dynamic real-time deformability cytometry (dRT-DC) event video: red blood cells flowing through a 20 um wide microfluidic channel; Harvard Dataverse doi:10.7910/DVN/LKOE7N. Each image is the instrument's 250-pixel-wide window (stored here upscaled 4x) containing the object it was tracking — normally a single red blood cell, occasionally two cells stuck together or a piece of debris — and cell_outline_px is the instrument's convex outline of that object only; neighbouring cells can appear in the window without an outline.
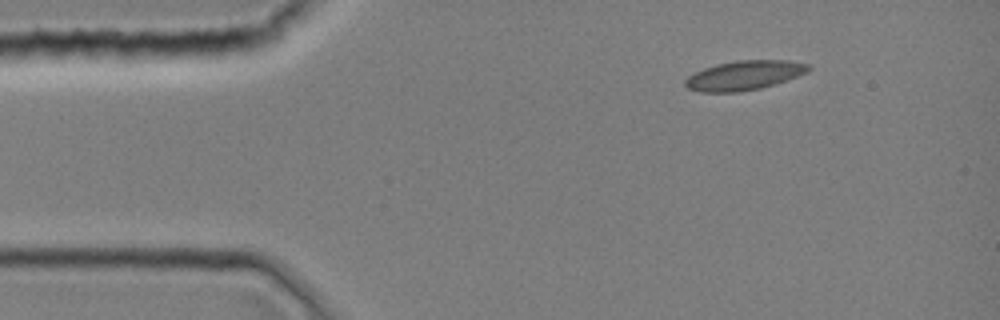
{"species": "common noctule bat (a hibernating species)", "species_latin": "Nyctalus noctula", "temperature_condition": "room temperature", "stored_images_in_passage": 1, "camera_frame_rate_fps": 3000, "um_per_image_px": 0.085, "animal": {"sex": "female", "body_mass_g": 19.0, "forearm_length_mm": 51.5}, "frame": {"image": 1, "passage_image": 1, "time_ms": 0.0, "image_size_px": [1000, 320], "cell_outline_px": [[812, 68], [808, 72], [760, 88], [740, 92], [700, 92], [688, 88], [684, 84], [684, 80], [688, 76], [704, 68], [716, 64], [736, 60], [788, 60], [812, 64]], "centroid_in_image_um": [63.26, 6.39], "position_along_channel_um": 21.7, "area_um2": 21.1}}